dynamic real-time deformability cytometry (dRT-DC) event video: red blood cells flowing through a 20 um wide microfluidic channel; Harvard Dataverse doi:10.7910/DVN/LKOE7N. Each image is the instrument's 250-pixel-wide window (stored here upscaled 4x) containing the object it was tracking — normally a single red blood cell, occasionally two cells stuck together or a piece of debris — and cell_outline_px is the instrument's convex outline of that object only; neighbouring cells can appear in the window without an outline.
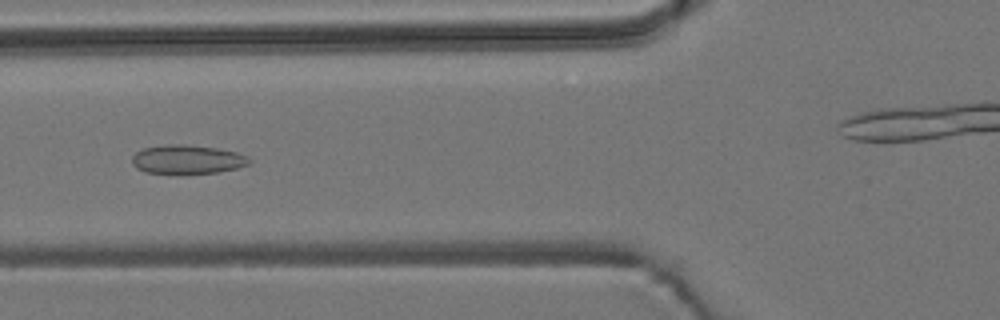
{"species": "common noctule bat (a hibernating species)", "species_latin": "Nyctalus noctula", "temperature_condition": "room temperature", "stored_images_in_passage": 42, "camera_frame_rate_fps": 3000, "um_per_image_px": 0.085, "animal": {"sex": "male", "body_mass_g": 19.2, "forearm_length_mm": 51.8}, "frame": {"image": 1, "passage_image": 14, "time_ms": 4.333, "image_size_px": [1000, 320], "cell_outline_px": [[252, 160], [248, 164], [236, 168], [220, 172], [144, 172], [136, 168], [132, 164], [132, 156], [136, 152], [144, 148], [164, 144], [188, 144], [216, 148], [236, 152], [248, 156]], "centroid_in_image_um": [15.92, 13.52], "position_along_channel_um": 109.9, "area_um2": 19.48}}
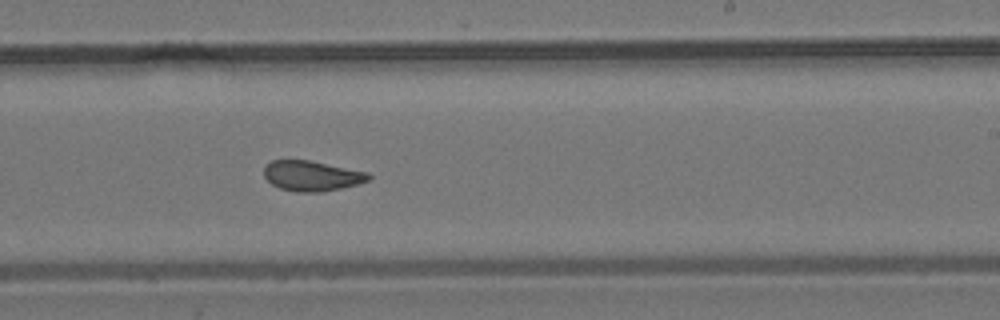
{"frame": {"image": 2, "passage_image": 26, "time_ms": 8.333, "image_size_px": [1000, 320], "cell_outline_px": [[372, 180], [340, 188], [320, 192], [296, 192], [280, 188], [272, 184], [264, 176], [264, 168], [272, 160], [308, 160], [368, 172], [372, 176]], "centroid_in_image_um": [26.52, 14.95], "position_along_channel_um": 262.5, "area_um2": 18.32}}
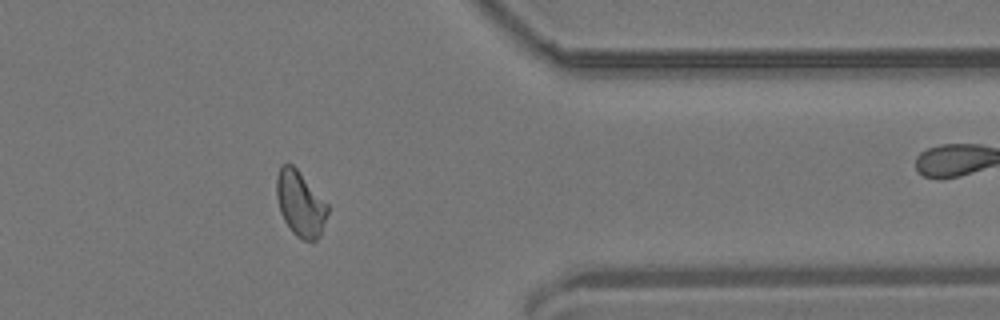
{"frame": {"image": 3, "passage_image": 37, "time_ms": 12.0, "image_size_px": [1000, 320], "cell_outline_px": [[328, 212], [320, 236], [316, 240], [304, 240], [296, 236], [292, 232], [284, 220], [280, 212], [276, 196], [276, 176], [280, 164], [292, 164], [296, 168], [328, 204]], "centroid_in_image_um": [25.5, 17.31], "position_along_channel_um": 385.9, "area_um2": 19.42}, "authors_computed_cell_mechanics": {"area_um2": 19.2185, "velocity_mm_per_s": 3.811, "shape_relaxation_time_tau1_ms": null, "shape_relaxation_time_tau2_ms": 1.6566, "deformation_change_tau1": null, "deformation_change_tau2": 0.0697}}